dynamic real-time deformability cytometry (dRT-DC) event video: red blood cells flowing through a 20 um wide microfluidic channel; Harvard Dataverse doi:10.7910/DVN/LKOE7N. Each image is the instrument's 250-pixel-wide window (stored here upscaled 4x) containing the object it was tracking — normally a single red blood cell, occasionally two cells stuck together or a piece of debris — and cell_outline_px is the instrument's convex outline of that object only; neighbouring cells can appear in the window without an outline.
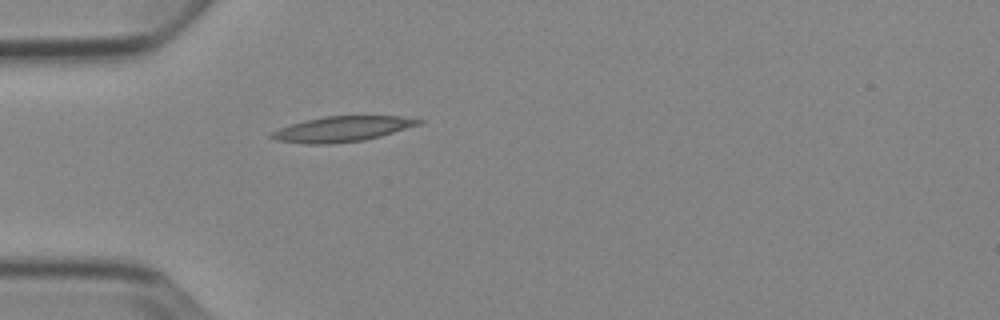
{"species": "Egyptian fruit bat (a non-hibernating species)", "species_latin": "Rousettus aegyptiacus", "temperature_condition": "cold", "stored_images_in_passage": 5, "camera_frame_rate_fps": 3000, "um_per_image_px": 0.085, "animal": {"sex": "female"}, "frame": {"image": 1, "passage_image": 5, "time_ms": 5.667, "image_size_px": [1000, 320], "cell_outline_px": [[424, 120], [420, 124], [380, 136], [364, 140], [328, 144], [308, 144], [276, 140], [268, 136], [272, 132], [280, 128], [304, 120], [324, 116], [400, 116]], "centroid_in_image_um": [29.07, 10.96], "position_along_channel_um": 55.9, "area_um2": 21.5}}